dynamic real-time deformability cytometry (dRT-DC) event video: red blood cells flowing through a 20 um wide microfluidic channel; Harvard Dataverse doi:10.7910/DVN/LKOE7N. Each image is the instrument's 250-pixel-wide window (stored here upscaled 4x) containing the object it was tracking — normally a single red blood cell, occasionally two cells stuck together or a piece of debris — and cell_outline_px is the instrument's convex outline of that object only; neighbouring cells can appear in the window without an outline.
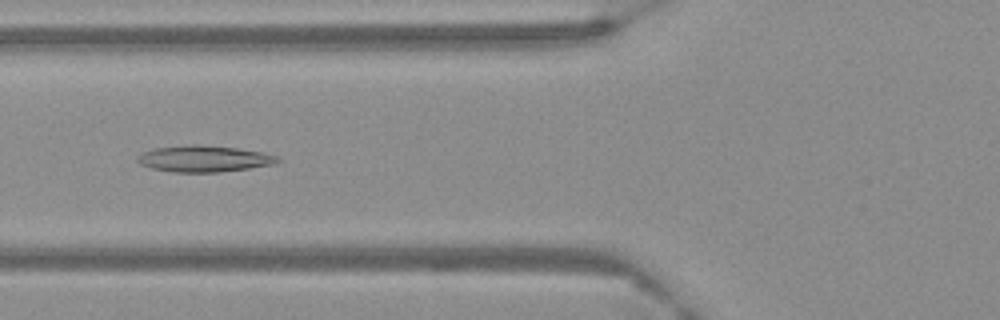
{"species": "Egyptian fruit bat (a non-hibernating species)", "species_latin": "Rousettus aegyptiacus", "temperature_condition": "warm", "stored_images_in_passage": 61, "camera_frame_rate_fps": 3000, "um_per_image_px": 0.085, "frame": {"image": 1, "passage_image": 24, "time_ms": 7.667, "image_size_px": [1000, 320], "cell_outline_px": [[280, 160], [276, 164], [220, 172], [172, 172], [152, 168], [140, 164], [136, 160], [136, 156], [140, 152], [152, 148], [196, 144], [236, 148], [260, 152], [276, 156]], "centroid_in_image_um": [17.27, 13.49], "position_along_channel_um": 108.5, "area_um2": 21.5}}
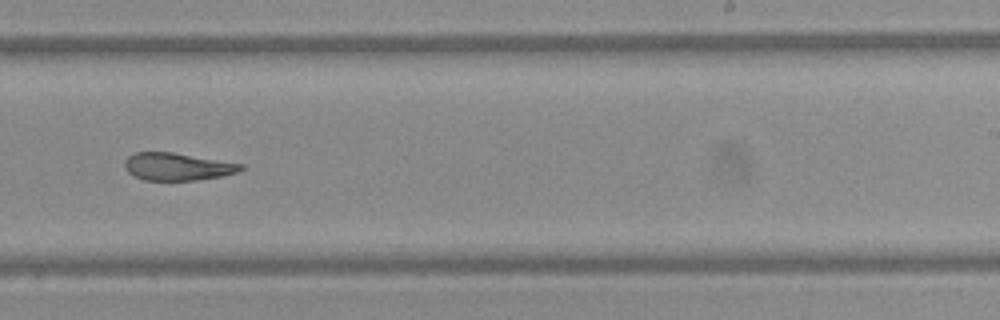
{"frame": {"image": 2, "passage_image": 39, "time_ms": 12.667, "image_size_px": [1000, 320], "cell_outline_px": [[244, 168], [236, 172], [220, 176], [196, 180], [144, 180], [132, 176], [124, 168], [124, 160], [128, 156], [136, 152], [172, 152], [244, 164]], "centroid_in_image_um": [15.02, 14.16], "position_along_channel_um": 274.0, "area_um2": 18.61}}
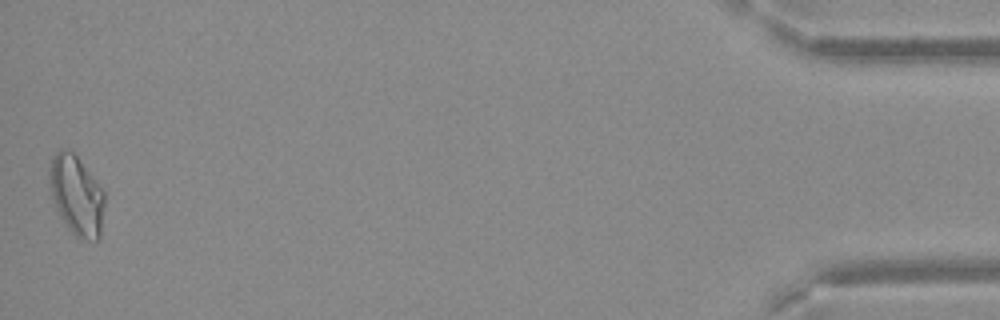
{"frame": {"image": 3, "passage_image": 61, "time_ms": 20.0, "image_size_px": [1000, 320], "cell_outline_px": [[104, 204], [100, 240], [80, 240], [64, 224], [56, 208], [52, 196], [48, 176], [48, 172], [52, 156], [60, 148], [64, 148], [72, 152], [76, 156], [104, 192]], "centroid_in_image_um": [6.49, 16.63], "position_along_channel_um": 428.7, "area_um2": 25.49}}